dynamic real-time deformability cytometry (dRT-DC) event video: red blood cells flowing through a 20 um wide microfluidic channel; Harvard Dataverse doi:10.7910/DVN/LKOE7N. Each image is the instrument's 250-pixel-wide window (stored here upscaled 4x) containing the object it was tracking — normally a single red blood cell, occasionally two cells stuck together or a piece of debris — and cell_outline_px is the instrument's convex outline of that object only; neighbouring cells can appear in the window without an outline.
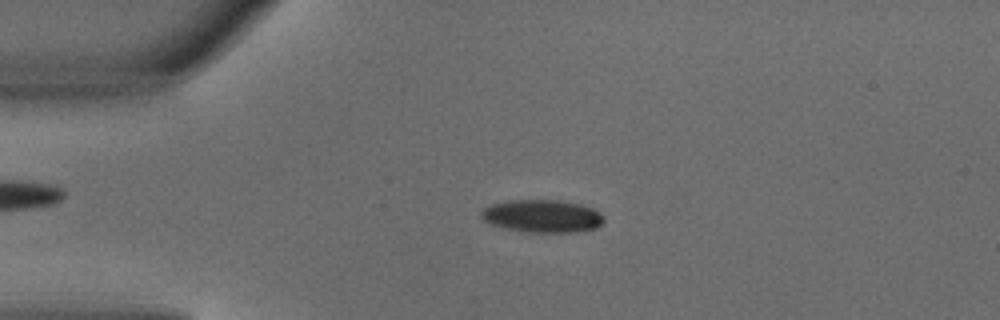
{"species": "common noctule bat (a hibernating species)", "species_latin": "Nyctalus noctula", "temperature_condition": "warm", "stored_images_in_passage": 4, "camera_frame_rate_fps": 3000, "um_per_image_px": 0.085, "animal": {"sex": "male", "body_mass_g": 18.8}, "frame": {"image": 1, "passage_image": 2, "time_ms": 0.333, "image_size_px": [1000, 320], "cell_outline_px": [[604, 220], [596, 228], [576, 232], [528, 232], [504, 228], [492, 224], [484, 220], [480, 216], [480, 212], [484, 208], [492, 204], [504, 200], [560, 200], [580, 204], [592, 208], [600, 212], [604, 216]], "centroid_in_image_um": [46.09, 18.36], "position_along_channel_um": 38.9, "area_um2": 23.47}}
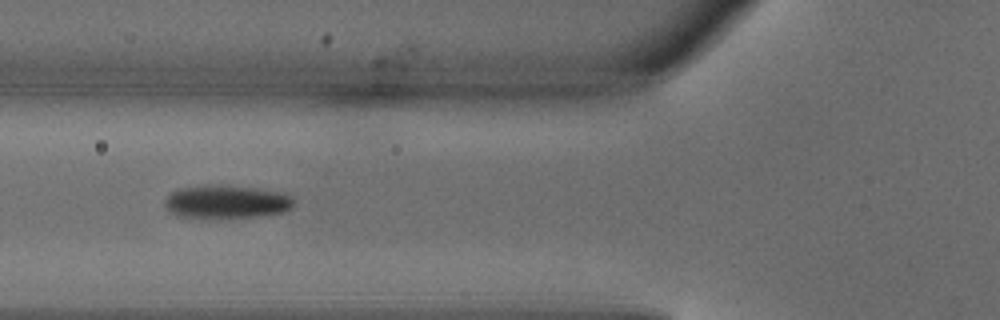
{"frame": {"image": 2, "passage_image": 4, "time_ms": 1.0, "image_size_px": [1000, 320], "cell_outline_px": [[292, 208], [284, 212], [264, 216], [208, 220], [176, 216], [164, 204], [164, 200], [172, 192], [184, 188], [256, 188], [280, 192], [292, 196]], "centroid_in_image_um": [19.28, 17.25], "position_along_channel_um": 106.5, "area_um2": 24.51}}